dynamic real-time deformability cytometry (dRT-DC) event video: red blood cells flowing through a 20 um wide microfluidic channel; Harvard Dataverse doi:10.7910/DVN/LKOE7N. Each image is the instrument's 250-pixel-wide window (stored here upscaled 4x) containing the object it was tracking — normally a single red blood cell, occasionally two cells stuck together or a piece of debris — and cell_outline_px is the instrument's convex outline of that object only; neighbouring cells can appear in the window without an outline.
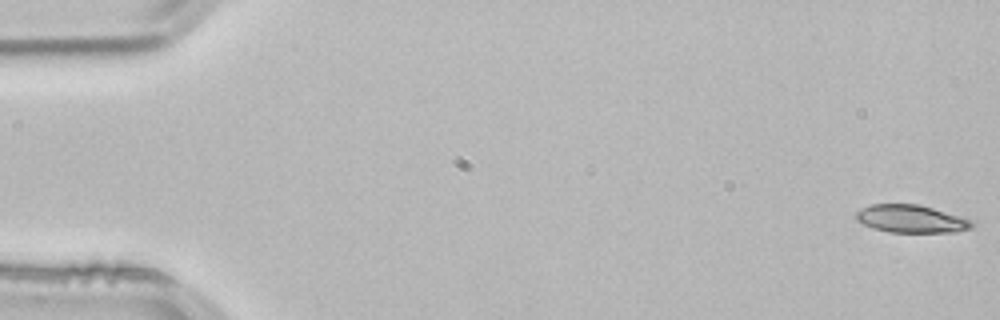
{"species": "common noctule bat (a hibernating species)", "species_latin": "Nyctalus noctula", "temperature_condition": "room temperature", "stored_images_in_passage": 53, "camera_frame_rate_fps": 3000, "um_per_image_px": 0.085, "animal": {"sex": "male", "body_mass_g": 21.5, "forearm_length_mm": 52.0}, "frame": {"image": 1, "passage_image": 1, "time_ms": 0.0, "image_size_px": [1000, 320], "cell_outline_px": [[976, 224], [972, 228], [956, 232], [888, 232], [872, 228], [856, 220], [856, 212], [872, 204], [916, 204], [932, 208], [960, 216], [972, 220]], "centroid_in_image_um": [77.48, 18.61], "position_along_channel_um": 7.5, "area_um2": 18.67}}
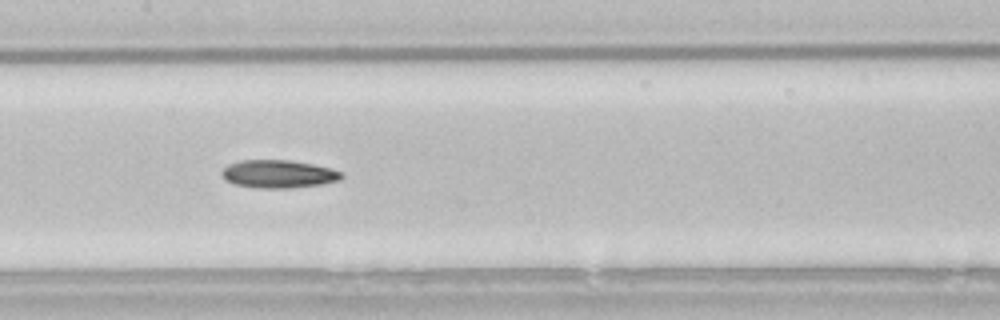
{"frame": {"image": 2, "passage_image": 26, "time_ms": 8.333, "image_size_px": [1000, 320], "cell_outline_px": [[344, 176], [340, 180], [320, 184], [292, 188], [256, 188], [236, 184], [224, 180], [220, 172], [228, 164], [240, 160], [288, 160], [312, 164], [332, 168], [344, 172]], "centroid_in_image_um": [23.67, 14.79], "position_along_channel_um": 183.7, "area_um2": 19.65}}
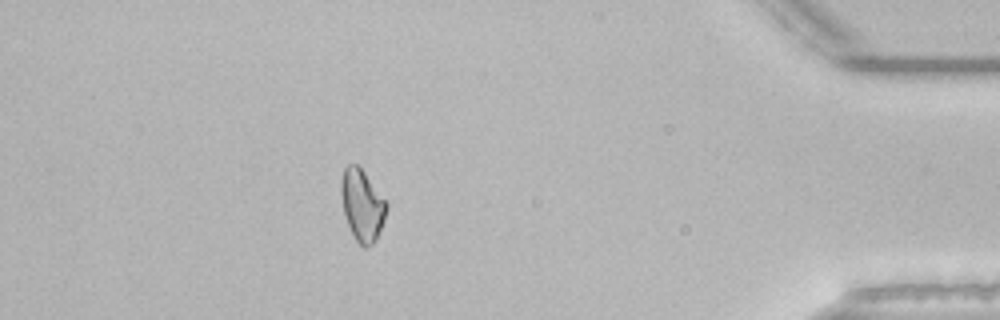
{"frame": {"image": 3, "passage_image": 47, "time_ms": 15.333, "image_size_px": [1000, 320], "cell_outline_px": [[388, 208], [384, 220], [376, 240], [372, 244], [364, 248], [352, 236], [344, 216], [340, 192], [340, 184], [344, 168], [348, 164], [356, 164], [364, 172], [388, 204]], "centroid_in_image_um": [30.76, 17.46], "position_along_channel_um": 404.4, "area_um2": 18.96}, "authors_computed_cell_mechanics": {"area_um2": 19.0162, "velocity_mm_per_s": 3.8449, "shape_relaxation_time_tau1_ms": 6.2346, "shape_relaxation_time_tau2_ms": null, "deformation_change_tau1": 0.141, "deformation_change_tau2": null}}